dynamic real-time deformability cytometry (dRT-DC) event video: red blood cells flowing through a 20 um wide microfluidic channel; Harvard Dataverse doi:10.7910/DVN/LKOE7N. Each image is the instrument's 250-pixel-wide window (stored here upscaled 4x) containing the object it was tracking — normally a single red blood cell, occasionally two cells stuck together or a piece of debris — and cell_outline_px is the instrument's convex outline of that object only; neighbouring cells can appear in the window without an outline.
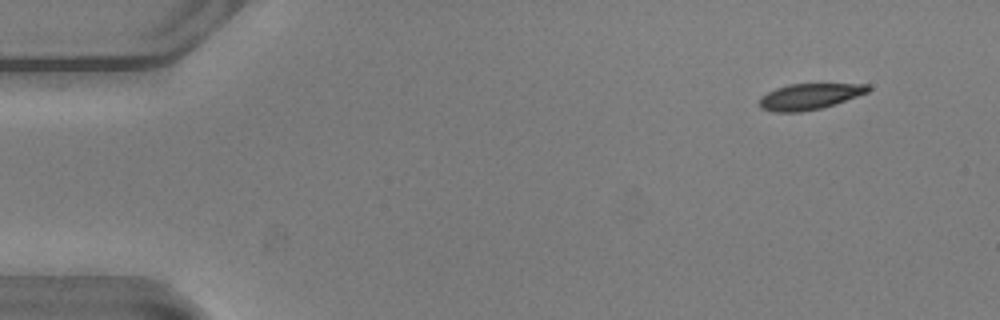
{"species": "common noctule bat (a hibernating species)", "species_latin": "Nyctalus noctula", "temperature_condition": "warm", "stored_images_in_passage": 50, "camera_frame_rate_fps": 3000, "um_per_image_px": 0.085, "animal": {"sex": "male", "body_mass_g": 20.5, "forearm_length_mm": 52.5}, "frame": {"image": 1, "passage_image": 1, "time_ms": 0.0, "image_size_px": [1000, 320], "cell_outline_px": [[872, 88], [868, 92], [836, 104], [820, 108], [800, 112], [772, 112], [760, 108], [760, 96], [776, 88], [788, 84], [868, 84]], "centroid_in_image_um": [68.8, 8.2], "position_along_channel_um": 16.2, "area_um2": 16.47}}
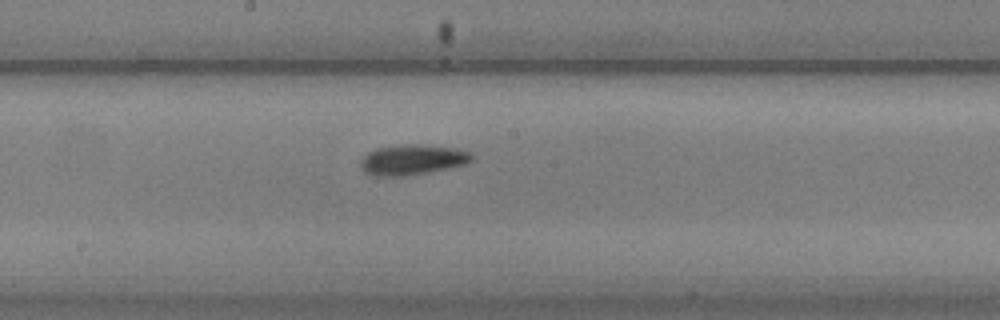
{"frame": {"image": 2, "passage_image": 25, "time_ms": 8.0, "image_size_px": [1000, 320], "cell_outline_px": [[472, 160], [464, 164], [448, 168], [428, 172], [404, 176], [372, 176], [364, 172], [360, 168], [360, 160], [368, 152], [376, 148], [408, 144], [420, 144], [456, 148], [468, 152], [472, 156]], "centroid_in_image_um": [34.99, 13.58], "position_along_channel_um": 213.2, "area_um2": 19.59}}
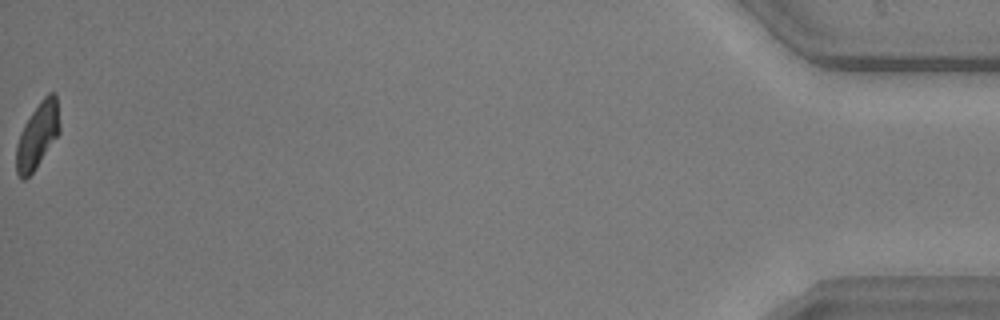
{"frame": {"image": 3, "passage_image": 50, "time_ms": 16.333, "image_size_px": [1000, 320], "cell_outline_px": [[60, 132], [36, 168], [24, 180], [16, 172], [16, 144], [20, 132], [24, 124], [40, 100], [48, 92], [56, 92], [60, 128]], "centroid_in_image_um": [3.19, 11.48], "position_along_channel_um": 432.0, "area_um2": 16.59}, "authors_computed_cell_mechanics": {"area_um2": 18.0336, "velocity_mm_per_s": 3.8146, "shape_relaxation_time_tau1_ms": 3.832, "shape_relaxation_time_tau2_ms": 11.021, "deformation_change_tau1": 0.1486, "deformation_change_tau2": 0.1747}}